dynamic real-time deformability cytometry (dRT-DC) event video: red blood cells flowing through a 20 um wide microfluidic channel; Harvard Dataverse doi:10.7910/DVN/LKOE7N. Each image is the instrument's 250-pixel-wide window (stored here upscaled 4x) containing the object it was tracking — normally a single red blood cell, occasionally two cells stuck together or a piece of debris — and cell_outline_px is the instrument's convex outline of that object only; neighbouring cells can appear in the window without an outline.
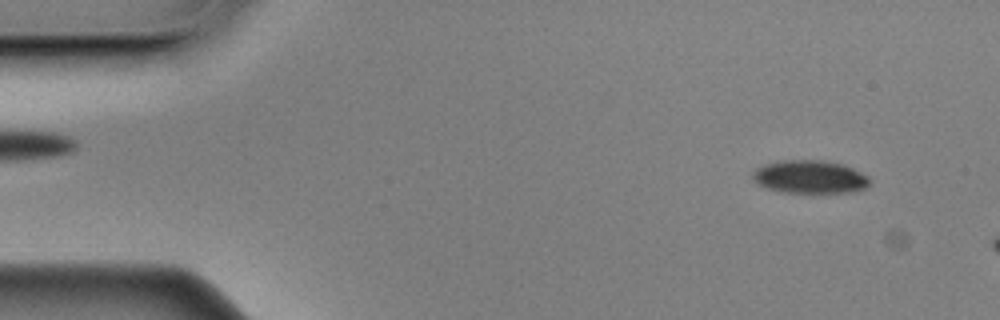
{"species": "Egyptian fruit bat (a non-hibernating species)", "species_latin": "Rousettus aegyptiacus", "temperature_condition": "cold", "stored_images_in_passage": 16, "camera_frame_rate_fps": 3000, "um_per_image_px": 0.085, "animal": {"sex": "male"}, "frame": {"image": 1, "passage_image": 4, "time_ms": 1.0, "image_size_px": [1000, 320], "cell_outline_px": [[872, 184], [856, 192], [812, 196], [784, 192], [768, 188], [752, 180], [752, 172], [756, 168], [764, 164], [784, 160], [824, 160], [844, 164], [868, 176]], "centroid_in_image_um": [68.89, 15.09], "position_along_channel_um": 16.1, "area_um2": 23.64}}
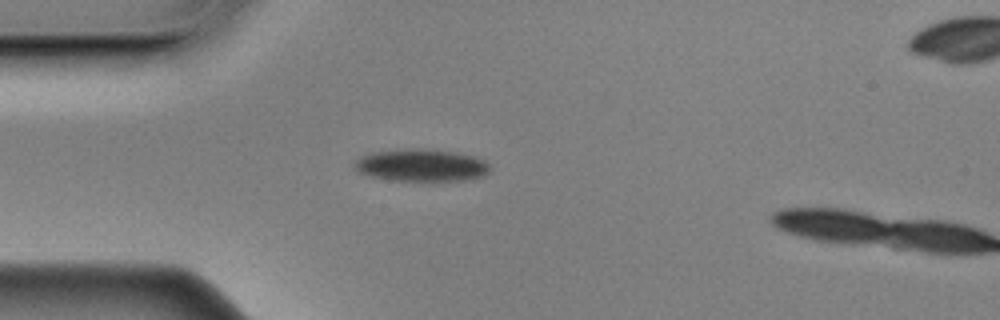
{"frame": {"image": 2, "passage_image": 14, "time_ms": 4.333, "image_size_px": [1000, 320], "cell_outline_px": [[492, 168], [484, 176], [464, 180], [396, 180], [372, 176], [356, 172], [352, 168], [352, 164], [360, 156], [368, 152], [396, 148], [436, 148], [476, 156], [484, 160]], "centroid_in_image_um": [35.77, 14.0], "position_along_channel_um": 49.2, "area_um2": 26.18}}